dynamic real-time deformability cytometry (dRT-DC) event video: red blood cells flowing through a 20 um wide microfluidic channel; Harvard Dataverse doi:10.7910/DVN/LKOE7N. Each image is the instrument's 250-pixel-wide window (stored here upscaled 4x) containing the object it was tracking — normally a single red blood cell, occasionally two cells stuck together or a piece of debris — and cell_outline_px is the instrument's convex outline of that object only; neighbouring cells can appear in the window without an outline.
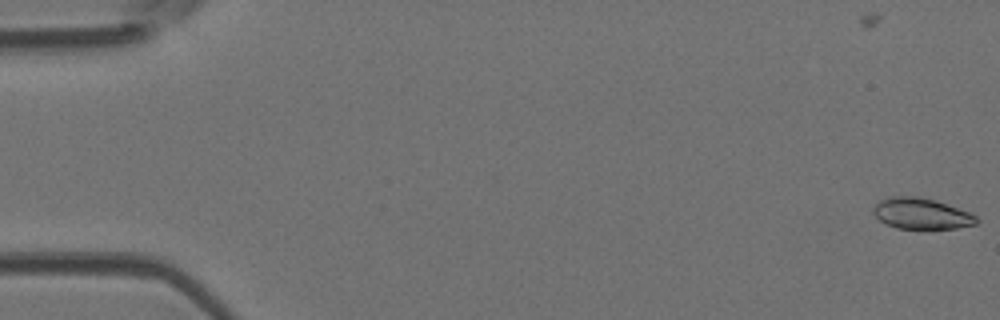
{"species": "Egyptian fruit bat (a non-hibernating species)", "species_latin": "Rousettus aegyptiacus", "temperature_condition": "room temperature", "stored_images_in_passage": 6, "camera_frame_rate_fps": 3000, "um_per_image_px": 0.085, "animal": {"sex": "female"}, "frame": {"image": 1, "passage_image": 1, "time_ms": 0.0, "image_size_px": [1000, 320], "cell_outline_px": [[980, 220], [976, 224], [956, 228], [932, 232], [896, 228], [884, 224], [872, 212], [872, 208], [880, 200], [888, 196], [916, 196], [932, 200], [968, 212], [976, 216]], "centroid_in_image_um": [78.29, 18.22], "position_along_channel_um": 6.7, "area_um2": 19.25}}